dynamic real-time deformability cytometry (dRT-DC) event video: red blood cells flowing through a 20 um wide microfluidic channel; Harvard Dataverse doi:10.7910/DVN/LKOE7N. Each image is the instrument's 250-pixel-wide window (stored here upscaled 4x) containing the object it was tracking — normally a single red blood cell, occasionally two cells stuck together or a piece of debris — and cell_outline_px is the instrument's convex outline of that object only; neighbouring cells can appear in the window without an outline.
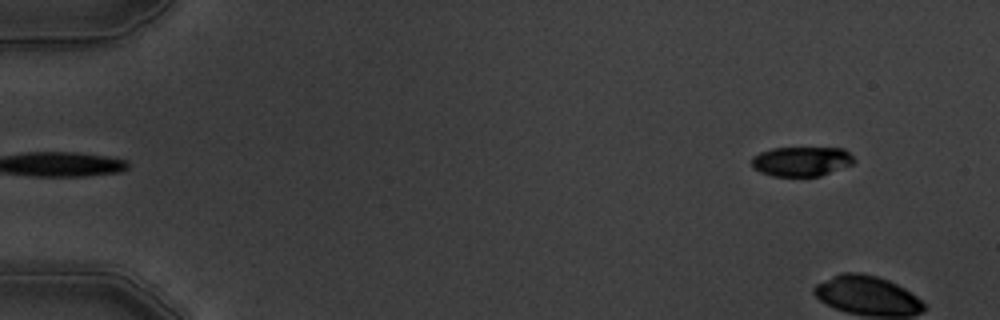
{"species": "common noctule bat (a hibernating species)", "species_latin": "Nyctalus noctula", "temperature_condition": "warm", "stored_images_in_passage": 5, "camera_frame_rate_fps": 3000, "um_per_image_px": 0.085, "animal": {"sex": "male", "body_mass_g": 19.5, "forearm_length_mm": 54.6}, "frame": {"image": 1, "passage_image": 5, "time_ms": 4.667, "image_size_px": [1000, 320], "cell_outline_px": [[856, 160], [852, 164], [820, 176], [772, 176], [760, 172], [752, 168], [752, 156], [760, 152], [772, 148], [844, 148]], "centroid_in_image_um": [68.1, 13.71], "position_along_channel_um": 16.9, "area_um2": 17.69}}